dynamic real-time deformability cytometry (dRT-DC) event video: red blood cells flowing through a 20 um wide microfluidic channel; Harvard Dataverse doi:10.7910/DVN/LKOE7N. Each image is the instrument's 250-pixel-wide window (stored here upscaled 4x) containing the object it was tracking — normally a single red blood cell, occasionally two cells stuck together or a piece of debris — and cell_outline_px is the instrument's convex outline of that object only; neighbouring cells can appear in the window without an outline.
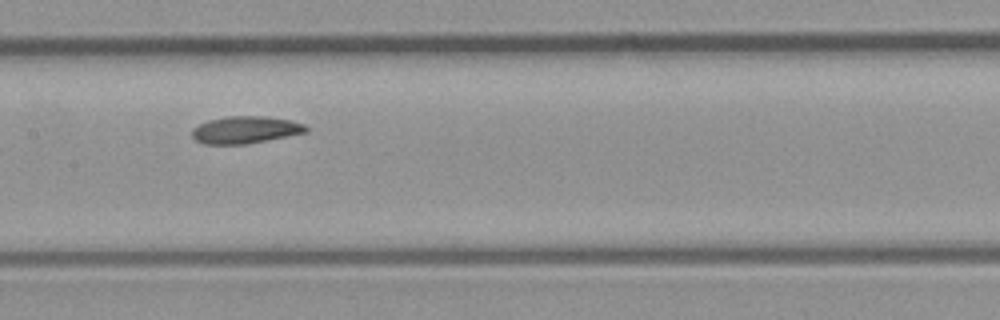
{"species": "common noctule bat (a hibernating species)", "species_latin": "Nyctalus noctula", "temperature_condition": "room temperature", "stored_images_in_passage": 9, "camera_frame_rate_fps": 3000, "um_per_image_px": 0.085, "animal": {"sex": "male", "body_mass_g": 23.1, "forearm_length_mm": 52.7}, "frame": {"image": 1, "passage_image": 8, "time_ms": 9.0, "image_size_px": [1000, 320], "cell_outline_px": [[308, 132], [244, 144], [204, 144], [196, 140], [192, 136], [192, 128], [208, 120], [228, 116], [268, 116], [288, 120], [304, 124], [308, 128]], "centroid_in_image_um": [20.84, 11.03], "position_along_channel_um": 186.6, "area_um2": 17.92}}
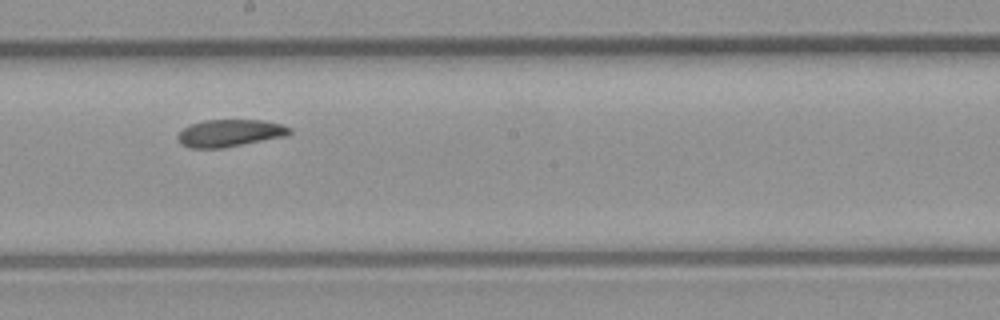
{"frame": {"image": 2, "passage_image": 9, "time_ms": 10.0, "image_size_px": [1000, 320], "cell_outline_px": [[292, 132], [288, 136], [224, 148], [188, 148], [180, 144], [176, 136], [188, 124], [204, 120], [264, 120], [280, 124], [292, 128]], "centroid_in_image_um": [19.53, 11.32], "position_along_channel_um": 228.7, "area_um2": 18.09}}